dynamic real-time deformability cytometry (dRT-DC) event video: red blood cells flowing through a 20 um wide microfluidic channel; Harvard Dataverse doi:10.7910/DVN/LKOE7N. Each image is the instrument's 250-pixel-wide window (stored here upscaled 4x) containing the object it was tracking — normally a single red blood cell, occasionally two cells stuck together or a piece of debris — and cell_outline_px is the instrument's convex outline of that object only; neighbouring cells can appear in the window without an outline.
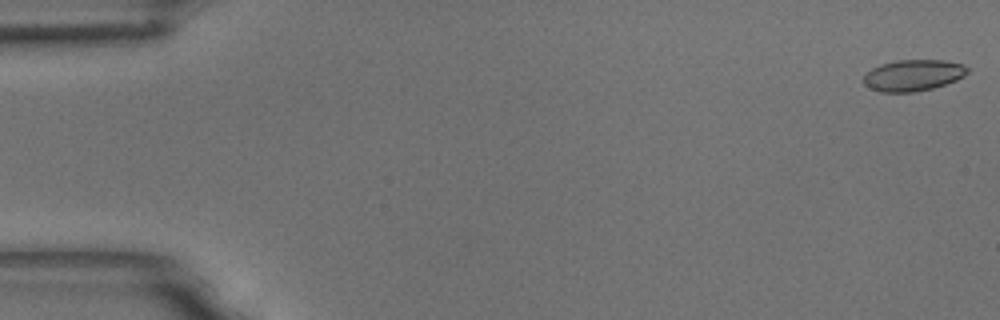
{"species": "common noctule bat (a hibernating species)", "species_latin": "Nyctalus noctula", "temperature_condition": "room temperature", "stored_images_in_passage": 47, "camera_frame_rate_fps": 3000, "um_per_image_px": 0.085, "animal": {"sex": "male", "body_mass_g": 18.8}, "frame": {"image": 1, "passage_image": 1, "time_ms": 0.0, "image_size_px": [1000, 320], "cell_outline_px": [[968, 72], [964, 76], [956, 80], [932, 88], [912, 92], [880, 92], [864, 84], [864, 76], [872, 68], [880, 64], [896, 60], [944, 60], [964, 64], [968, 68]], "centroid_in_image_um": [77.63, 6.39], "position_along_channel_um": 7.4, "area_um2": 18.84}}
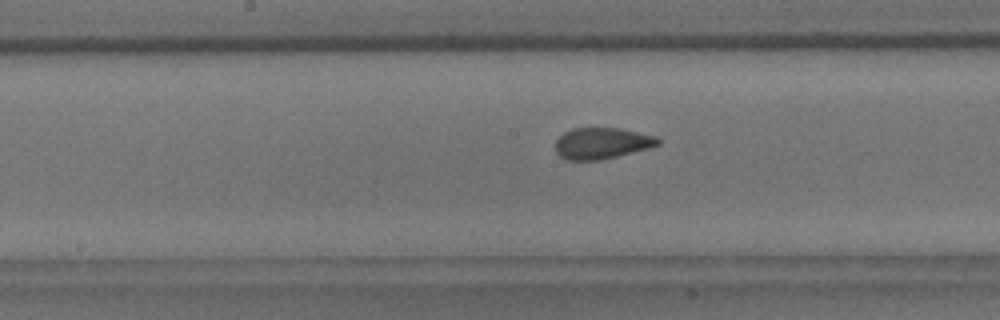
{"frame": {"image": 2, "passage_image": 29, "time_ms": 9.333, "image_size_px": [1000, 320], "cell_outline_px": [[660, 144], [648, 148], [600, 160], [568, 160], [560, 156], [556, 152], [556, 140], [564, 132], [572, 128], [620, 128], [656, 136], [660, 140]], "centroid_in_image_um": [51.14, 12.17], "position_along_channel_um": 197.1, "area_um2": 18.55}}
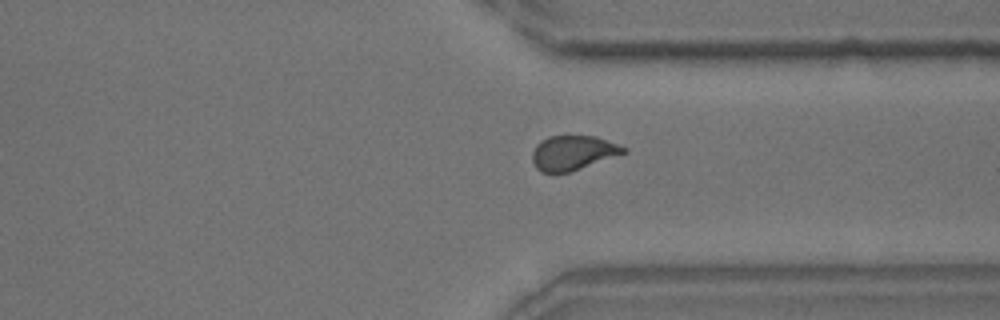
{"frame": {"image": 3, "passage_image": 43, "time_ms": 14.0, "image_size_px": [1000, 320], "cell_outline_px": [[628, 152], [568, 172], [540, 172], [536, 168], [532, 160], [532, 152], [536, 144], [540, 140], [548, 136], [596, 136], [628, 148]], "centroid_in_image_um": [48.69, 12.97], "position_along_channel_um": 362.7, "area_um2": 18.32}}